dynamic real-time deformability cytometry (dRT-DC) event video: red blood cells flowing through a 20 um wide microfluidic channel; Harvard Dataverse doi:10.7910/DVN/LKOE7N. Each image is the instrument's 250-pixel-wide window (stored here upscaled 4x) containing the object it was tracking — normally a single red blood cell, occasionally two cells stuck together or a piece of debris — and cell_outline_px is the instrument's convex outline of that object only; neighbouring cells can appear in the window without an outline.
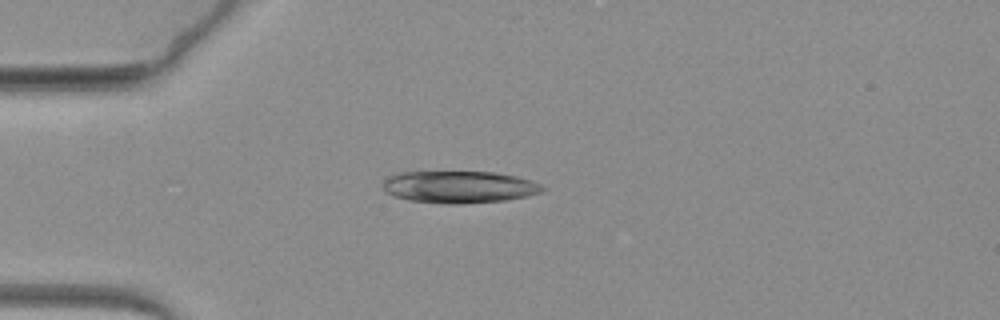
{"species": "common noctule bat (a hibernating species)", "species_latin": "Nyctalus noctula", "temperature_condition": "warm", "stored_images_in_passage": 41, "camera_frame_rate_fps": 3000, "um_per_image_px": 0.085, "animal": {"sex": "female", "body_mass_g": 19.3, "forearm_length_mm": 54.1}, "frame": {"image": 1, "passage_image": 2, "time_ms": 0.333, "image_size_px": [1000, 320], "cell_outline_px": [[548, 188], [540, 192], [528, 196], [504, 200], [460, 204], [444, 204], [408, 200], [392, 196], [384, 192], [384, 180], [392, 172], [496, 172], [516, 176], [532, 180]], "centroid_in_image_um": [39.01, 15.89], "position_along_channel_um": 46.0, "area_um2": 30.17}}